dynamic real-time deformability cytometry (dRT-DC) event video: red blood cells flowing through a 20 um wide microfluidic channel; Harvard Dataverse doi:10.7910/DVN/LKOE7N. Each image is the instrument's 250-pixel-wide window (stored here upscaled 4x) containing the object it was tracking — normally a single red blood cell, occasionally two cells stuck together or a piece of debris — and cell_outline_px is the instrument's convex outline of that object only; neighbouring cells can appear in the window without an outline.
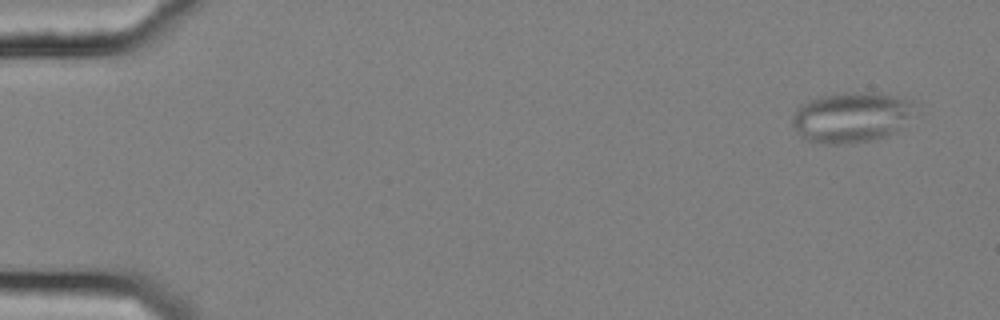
{"species": "common noctule bat (a hibernating species)", "species_latin": "Nyctalus noctula", "temperature_condition": "cold", "stored_images_in_passage": 56, "camera_frame_rate_fps": 3000, "um_per_image_px": 0.085, "animal": {"sex": "female", "body_mass_g": 25.1}, "frame": {"image": 1, "passage_image": 4, "time_ms": 1.0, "image_size_px": [1000, 320], "cell_outline_px": [[904, 116], [896, 128], [888, 136], [872, 140], [840, 144], [828, 144], [808, 140], [800, 136], [796, 132], [792, 124], [792, 120], [796, 108], [800, 104], [808, 100], [820, 96], [872, 92], [904, 100]], "centroid_in_image_um": [72.09, 10.01], "position_along_channel_um": 12.9, "area_um2": 33.76}}
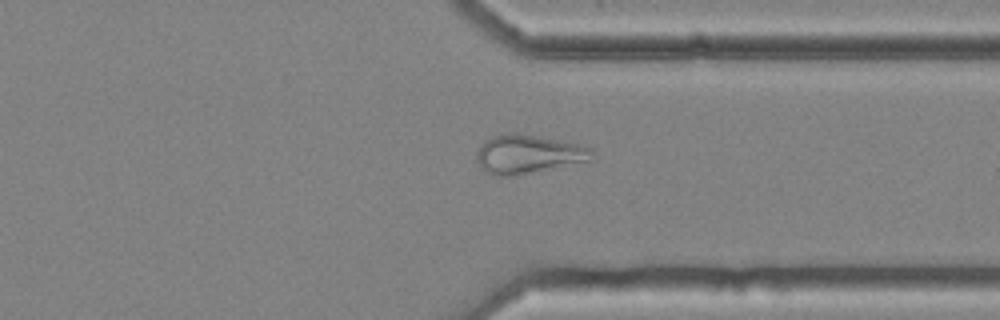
{"frame": {"image": 2, "passage_image": 44, "time_ms": 14.333, "image_size_px": [1000, 320], "cell_outline_px": [[592, 160], [508, 176], [496, 176], [484, 172], [480, 168], [476, 160], [476, 152], [480, 144], [484, 140], [492, 136], [512, 132], [516, 132], [580, 144], [592, 148]], "centroid_in_image_um": [44.82, 13.09], "position_along_channel_um": 366.6, "area_um2": 25.95}}
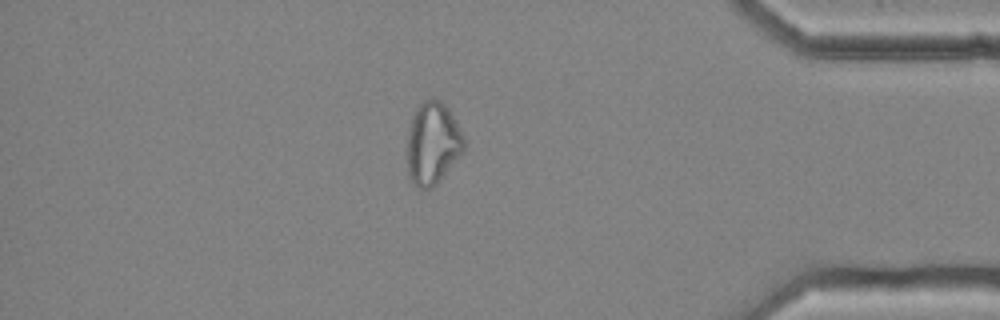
{"frame": {"image": 3, "passage_image": 49, "time_ms": 16.0, "image_size_px": [1000, 320], "cell_outline_px": [[464, 148], [436, 184], [432, 188], [420, 188], [408, 176], [408, 132], [416, 108], [424, 100], [432, 96], [440, 100], [448, 108], [464, 140]], "centroid_in_image_um": [36.75, 12.15], "position_along_channel_um": 398.5, "area_um2": 26.41}, "authors_computed_cell_mechanics": {"area_um2": 28.0041, "velocity_mm_per_s": 3.6679, "shape_relaxation_time_tau1_ms": null, "shape_relaxation_time_tau2_ms": 2.9103, "deformation_change_tau1": null, "deformation_change_tau2": 0.098}}